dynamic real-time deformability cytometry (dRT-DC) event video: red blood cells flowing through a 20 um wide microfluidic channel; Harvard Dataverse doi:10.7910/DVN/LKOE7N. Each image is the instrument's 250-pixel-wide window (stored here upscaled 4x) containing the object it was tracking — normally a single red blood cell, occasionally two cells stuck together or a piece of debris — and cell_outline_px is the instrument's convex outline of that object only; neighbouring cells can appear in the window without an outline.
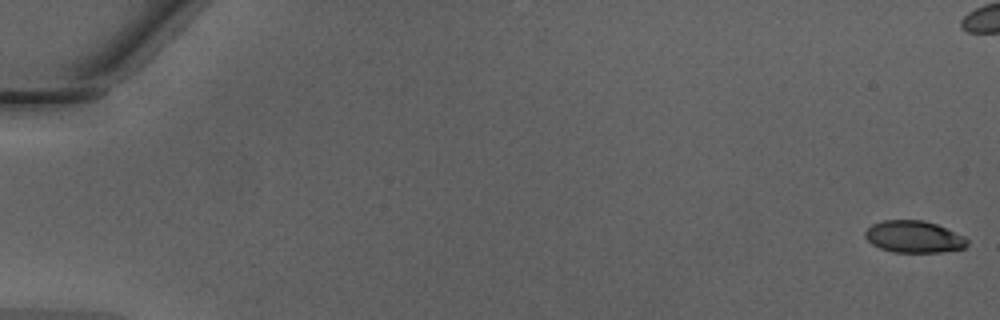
{"species": "Egyptian fruit bat (a non-hibernating species)", "species_latin": "Rousettus aegyptiacus", "temperature_condition": "warm", "stored_images_in_passage": 44, "camera_frame_rate_fps": 3000, "um_per_image_px": 0.085, "animal": {"sex": "male"}, "frame": {"image": 1, "passage_image": 1, "time_ms": 0.0, "image_size_px": [1000, 320], "cell_outline_px": [[968, 244], [964, 248], [940, 252], [892, 252], [880, 248], [872, 244], [864, 236], [864, 232], [872, 224], [880, 220], [924, 220], [936, 224], [964, 236], [968, 240]], "centroid_in_image_um": [77.66, 20.12], "position_along_channel_um": 7.3, "area_um2": 19.02}}
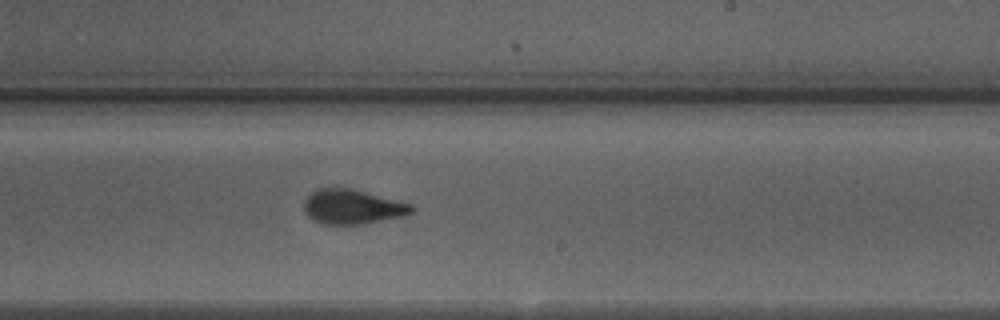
{"frame": {"image": 2, "passage_image": 31, "time_ms": 10.0, "image_size_px": [1000, 320], "cell_outline_px": [[416, 208], [412, 212], [400, 216], [364, 224], [328, 224], [316, 220], [308, 216], [304, 208], [304, 200], [312, 192], [320, 188], [348, 188], [412, 204]], "centroid_in_image_um": [29.95, 17.57], "position_along_channel_um": 259.0, "area_um2": 21.15}}
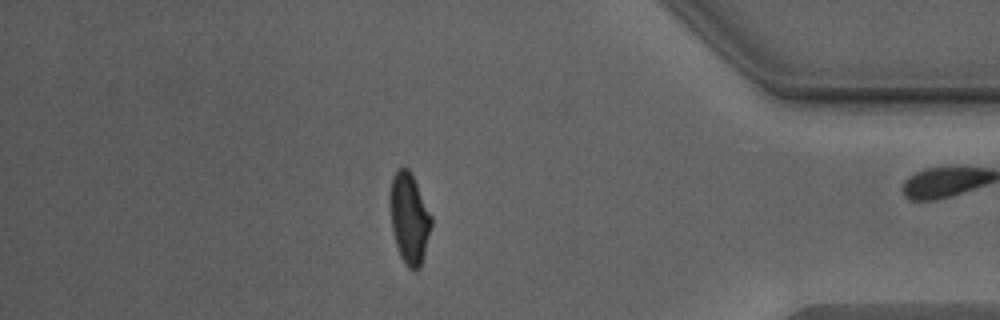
{"frame": {"image": 3, "passage_image": 43, "time_ms": 14.0, "image_size_px": [1000, 320], "cell_outline_px": [[432, 224], [420, 268], [416, 272], [412, 272], [408, 268], [400, 256], [396, 244], [392, 228], [392, 180], [396, 172], [404, 164], [408, 168], [432, 216]], "centroid_in_image_um": [34.83, 18.63], "position_along_channel_um": 400.4, "area_um2": 21.1}, "authors_computed_cell_mechanics": {"area_um2": 21.2993, "velocity_mm_per_s": 4.3061, "shape_relaxation_time_tau1_ms": 3.681, "shape_relaxation_time_tau2_ms": 0.9927, "deformation_change_tau1": 0.18, "deformation_change_tau2": 0.0653}}